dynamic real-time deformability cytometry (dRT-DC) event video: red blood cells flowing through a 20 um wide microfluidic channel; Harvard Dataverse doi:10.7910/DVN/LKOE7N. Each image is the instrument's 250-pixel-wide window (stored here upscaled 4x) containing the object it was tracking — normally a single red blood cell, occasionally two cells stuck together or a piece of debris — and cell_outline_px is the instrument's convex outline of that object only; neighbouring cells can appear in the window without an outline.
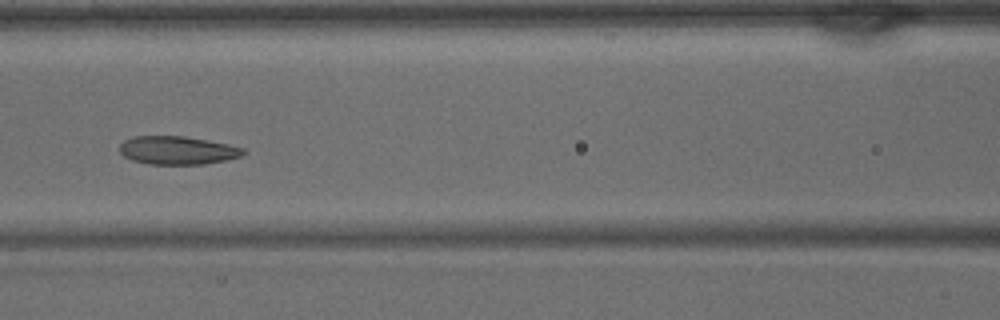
{"species": "common noctule bat (a hibernating species)", "species_latin": "Nyctalus noctula", "temperature_condition": "warm", "stored_images_in_passage": 21, "camera_frame_rate_fps": 3000, "um_per_image_px": 0.085, "animal": {"sex": "male", "body_mass_g": 15.6}, "frame": {"image": 1, "passage_image": 12, "time_ms": 3.667, "image_size_px": [1000, 320], "cell_outline_px": [[248, 152], [244, 156], [204, 164], [148, 164], [132, 160], [124, 156], [120, 152], [120, 144], [124, 140], [132, 136], [184, 136], [228, 144], [244, 148]], "centroid_in_image_um": [15.1, 12.77], "position_along_channel_um": 151.5, "area_um2": 20.46}}